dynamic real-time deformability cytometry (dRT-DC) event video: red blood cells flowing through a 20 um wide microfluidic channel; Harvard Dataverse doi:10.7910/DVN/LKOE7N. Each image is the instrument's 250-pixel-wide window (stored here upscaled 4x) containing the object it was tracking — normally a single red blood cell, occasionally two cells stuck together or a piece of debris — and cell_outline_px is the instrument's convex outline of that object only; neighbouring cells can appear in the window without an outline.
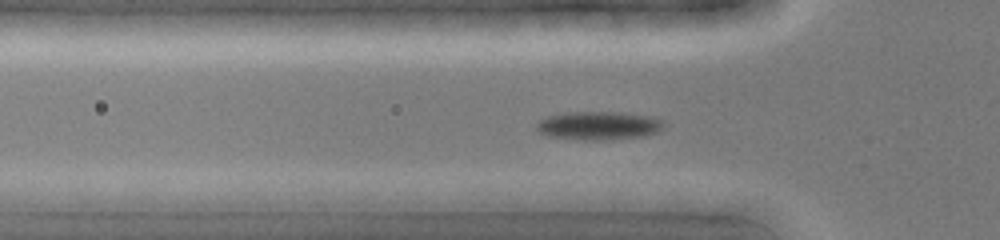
{"species": "common noctule bat (a hibernating species)", "species_latin": "Nyctalus noctula", "temperature_condition": "cold", "stored_images_in_passage": 43, "camera_frame_rate_fps": 3000, "um_per_image_px": 0.085, "animal": {"sex": "female", "body_mass_g": 19.0, "forearm_length_mm": 51.5}, "frame": {"image": 1, "passage_image": 13, "time_ms": 4.0, "image_size_px": [1000, 240], "cell_outline_px": [[664, 128], [656, 132], [640, 136], [596, 140], [584, 140], [544, 136], [536, 128], [536, 124], [540, 120], [548, 116], [564, 112], [620, 112], [644, 116], [664, 120]], "centroid_in_image_um": [50.82, 10.67], "position_along_channel_um": 75.0, "area_um2": 20.87}}
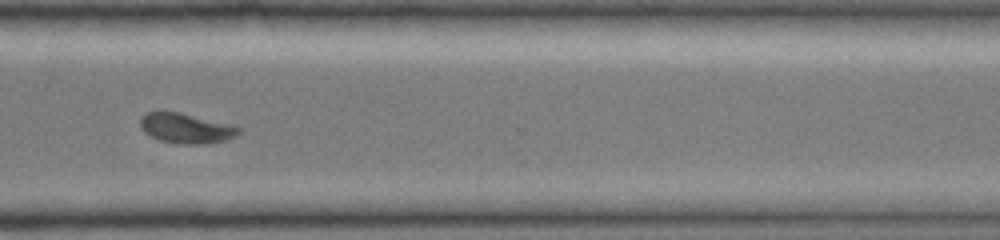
{"frame": {"image": 2, "passage_image": 32, "time_ms": 10.333, "image_size_px": [1000, 240], "cell_outline_px": [[240, 132], [236, 136], [228, 140], [204, 144], [188, 144], [160, 140], [144, 132], [140, 128], [140, 120], [148, 112], [180, 112], [232, 124], [240, 128]], "centroid_in_image_um": [15.87, 10.9], "position_along_channel_um": 354.7, "area_um2": 17.11}}
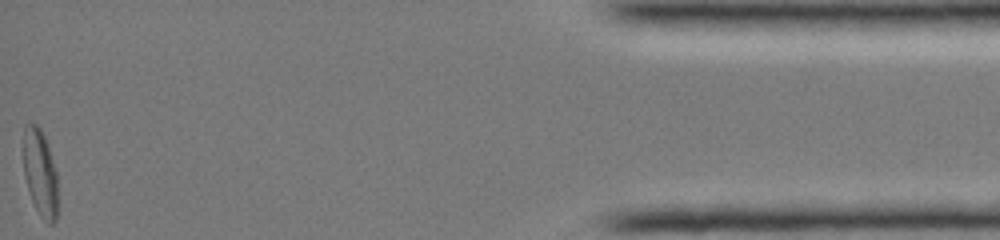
{"frame": {"image": 3, "passage_image": 43, "time_ms": 14.0, "image_size_px": [1000, 240], "cell_outline_px": [[56, 220], [52, 224], [48, 224], [40, 216], [32, 200], [24, 176], [24, 124], [28, 120], [36, 124], [40, 128], [44, 136], [56, 172]], "centroid_in_image_um": [3.39, 14.66], "position_along_channel_um": 431.8, "area_um2": 17.11}}